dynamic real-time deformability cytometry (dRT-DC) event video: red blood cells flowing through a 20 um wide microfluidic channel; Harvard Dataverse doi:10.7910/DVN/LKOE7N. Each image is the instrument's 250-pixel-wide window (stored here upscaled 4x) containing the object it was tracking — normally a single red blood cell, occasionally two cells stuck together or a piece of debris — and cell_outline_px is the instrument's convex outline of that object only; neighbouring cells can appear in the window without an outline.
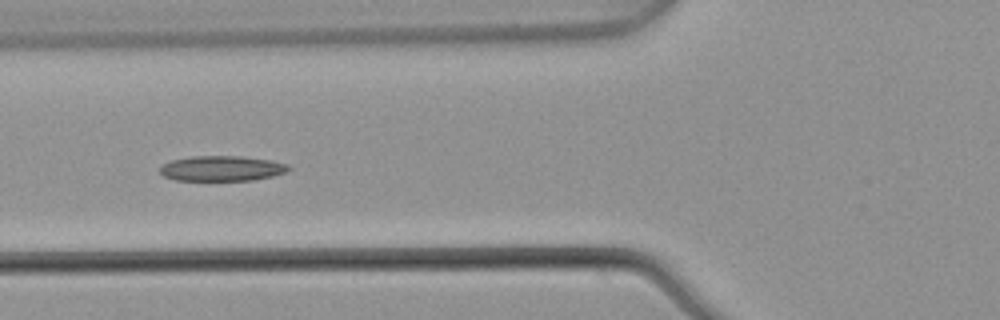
{"species": "common noctule bat (a hibernating species)", "species_latin": "Nyctalus noctula", "temperature_condition": "warm", "stored_images_in_passage": 7, "camera_frame_rate_fps": 3000, "um_per_image_px": 0.085, "animal": {"sex": "male", "body_mass_g": 21.5, "forearm_length_mm": 52.0}, "frame": {"image": 1, "passage_image": 5, "time_ms": 1.333, "image_size_px": [1000, 320], "cell_outline_px": [[292, 168], [288, 172], [272, 176], [252, 180], [176, 180], [164, 176], [160, 172], [160, 168], [164, 164], [172, 160], [192, 156], [240, 156], [272, 160], [288, 164]], "centroid_in_image_um": [18.91, 14.31], "position_along_channel_um": 106.9, "area_um2": 18.9}}
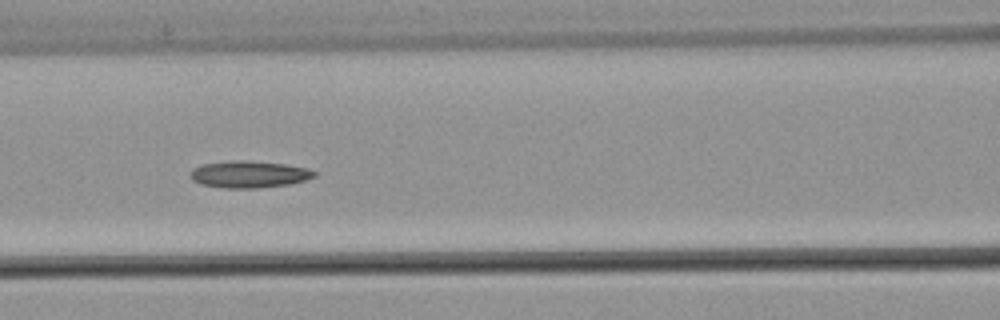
{"frame": {"image": 2, "passage_image": 6, "time_ms": 1.667, "image_size_px": [1000, 320], "cell_outline_px": [[316, 176], [292, 184], [256, 188], [224, 188], [200, 184], [192, 180], [188, 176], [192, 168], [204, 164], [236, 160], [244, 160], [284, 164], [308, 168], [316, 172]], "centroid_in_image_um": [21.15, 14.82], "position_along_channel_um": 145.5, "area_um2": 19.48}}